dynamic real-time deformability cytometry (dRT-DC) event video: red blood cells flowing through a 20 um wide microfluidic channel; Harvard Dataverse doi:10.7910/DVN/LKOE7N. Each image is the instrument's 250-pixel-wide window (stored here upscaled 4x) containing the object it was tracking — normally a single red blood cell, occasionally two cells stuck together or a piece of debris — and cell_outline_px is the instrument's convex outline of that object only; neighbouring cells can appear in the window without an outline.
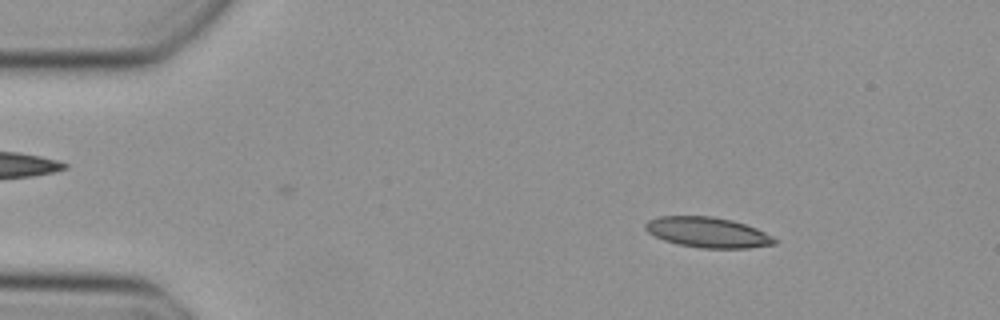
{"species": "Egyptian fruit bat (a non-hibernating species)", "species_latin": "Rousettus aegyptiacus", "temperature_condition": "cold", "stored_images_in_passage": 14, "camera_frame_rate_fps": 3000, "um_per_image_px": 0.085, "animal": {"sex": "female"}, "frame": {"image": 1, "passage_image": 6, "time_ms": 1.667, "image_size_px": [1000, 320], "cell_outline_px": [[776, 244], [748, 248], [700, 248], [680, 244], [664, 240], [648, 232], [644, 228], [644, 224], [648, 220], [660, 216], [712, 216], [732, 220], [756, 228], [772, 236], [776, 240]], "centroid_in_image_um": [60.15, 19.74], "position_along_channel_um": 24.9, "area_um2": 22.72}}
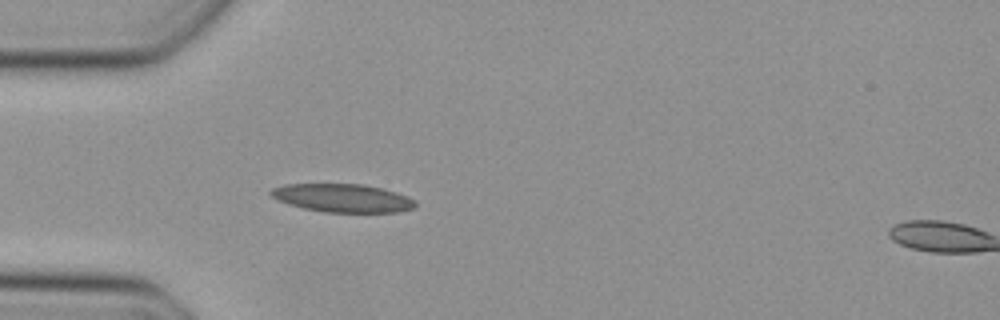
{"frame": {"image": 2, "passage_image": 13, "time_ms": 4.0, "image_size_px": [1000, 320], "cell_outline_px": [[416, 204], [412, 208], [400, 212], [324, 212], [304, 208], [288, 204], [276, 200], [268, 192], [272, 188], [284, 184], [364, 184], [396, 192], [408, 196], [416, 200]], "centroid_in_image_um": [29.1, 16.83], "position_along_channel_um": 55.9, "area_um2": 23.87}}